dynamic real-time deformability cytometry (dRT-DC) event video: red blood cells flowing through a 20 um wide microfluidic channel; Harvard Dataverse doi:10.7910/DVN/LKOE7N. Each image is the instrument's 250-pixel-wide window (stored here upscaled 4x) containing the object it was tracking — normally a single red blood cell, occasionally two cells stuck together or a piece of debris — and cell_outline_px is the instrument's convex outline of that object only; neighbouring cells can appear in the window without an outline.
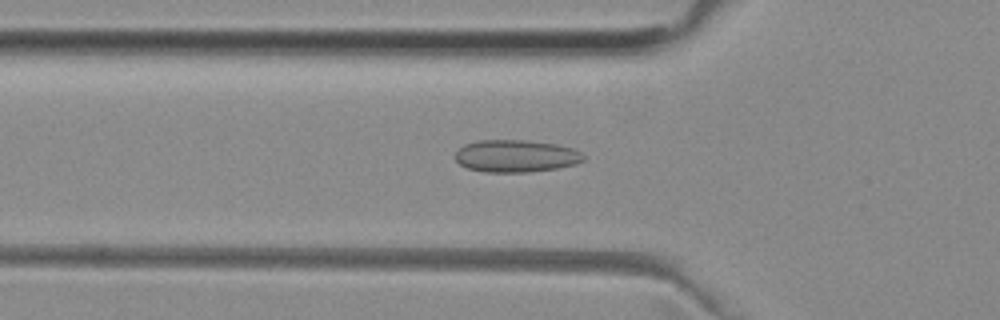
{"species": "common noctule bat (a hibernating species)", "species_latin": "Nyctalus noctula", "temperature_condition": "room temperature", "stored_images_in_passage": 40, "camera_frame_rate_fps": 3000, "um_per_image_px": 0.085, "animal": {"sex": "female", "body_mass_g": 29.2, "forearm_length_mm": 56.3}, "frame": {"image": 1, "passage_image": 7, "time_ms": 2.0, "image_size_px": [1000, 320], "cell_outline_px": [[584, 160], [576, 164], [556, 168], [528, 172], [484, 172], [468, 168], [460, 164], [456, 160], [456, 152], [464, 144], [476, 140], [524, 140], [556, 144], [572, 148], [580, 152], [584, 156]], "centroid_in_image_um": [43.84, 13.26], "position_along_channel_um": 82.0, "area_um2": 24.1}}
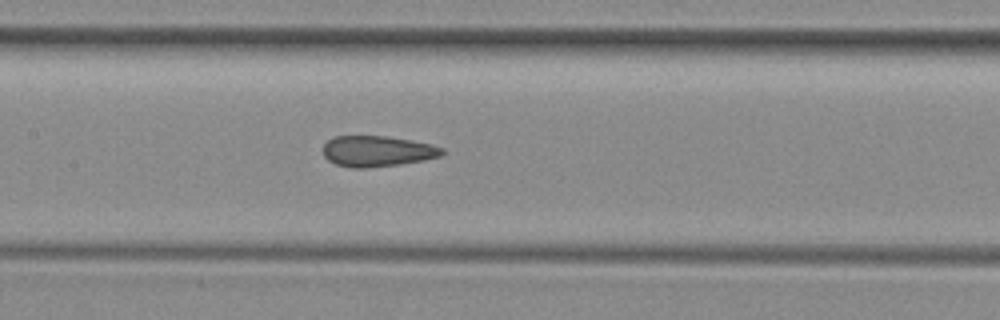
{"frame": {"image": 2, "passage_image": 14, "time_ms": 4.333, "image_size_px": [1000, 320], "cell_outline_px": [[444, 152], [440, 156], [424, 160], [400, 164], [364, 168], [352, 168], [336, 164], [328, 160], [324, 156], [324, 144], [332, 136], [388, 136], [412, 140], [432, 144], [444, 148]], "centroid_in_image_um": [32.08, 12.84], "position_along_channel_um": 175.3, "area_um2": 21.44}}
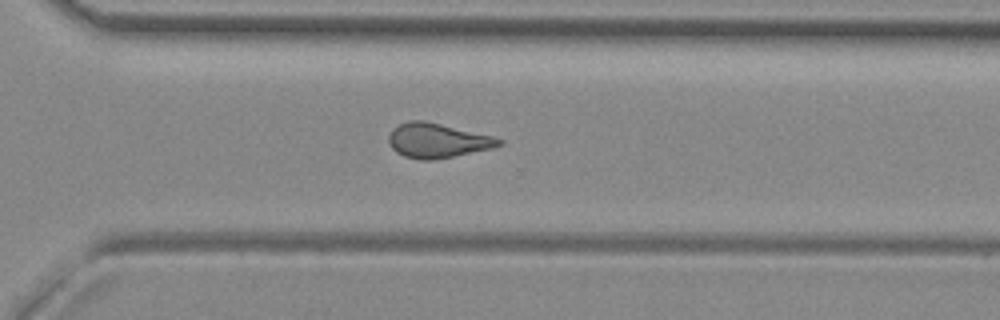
{"frame": {"image": 3, "passage_image": 26, "time_ms": 8.333, "image_size_px": [1000, 320], "cell_outline_px": [[504, 144], [492, 148], [432, 160], [420, 160], [404, 156], [396, 152], [392, 148], [388, 140], [388, 136], [392, 128], [408, 120], [424, 120], [492, 136], [504, 140]], "centroid_in_image_um": [37.15, 11.94], "position_along_channel_um": 333.4, "area_um2": 22.08}, "authors_computed_cell_mechanics": {"area_um2": 21.4727, "velocity_mm_per_s": 3.9646, "shape_relaxation_time_tau1_ms": null, "shape_relaxation_time_tau2_ms": 1.3695, "deformation_change_tau1": null, "deformation_change_tau2": 0.074}}